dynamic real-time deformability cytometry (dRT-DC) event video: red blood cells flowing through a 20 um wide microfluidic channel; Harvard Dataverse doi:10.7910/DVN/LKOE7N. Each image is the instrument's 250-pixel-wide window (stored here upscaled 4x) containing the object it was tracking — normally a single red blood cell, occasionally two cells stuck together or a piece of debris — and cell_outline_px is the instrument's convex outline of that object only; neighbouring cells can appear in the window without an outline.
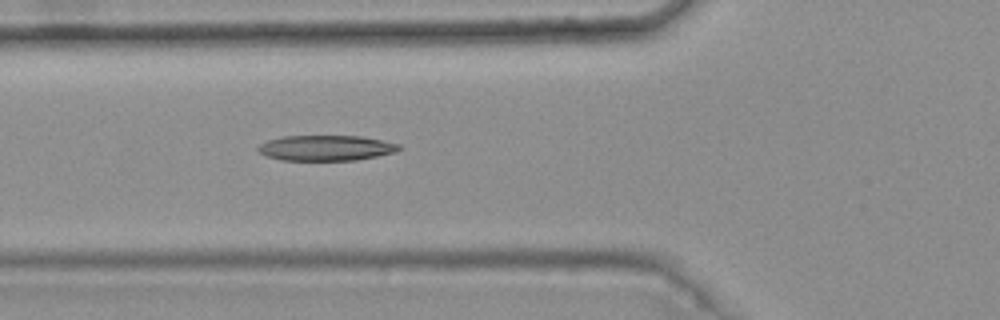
{"species": "common noctule bat (a hibernating species)", "species_latin": "Nyctalus noctula", "temperature_condition": "warm", "stored_images_in_passage": 5, "camera_frame_rate_fps": 3000, "um_per_image_px": 0.085, "animal": {"sex": "female", "body_mass_g": 25.1}, "frame": {"image": 1, "passage_image": 5, "time_ms": 1.333, "image_size_px": [1000, 320], "cell_outline_px": [[400, 148], [396, 152], [356, 160], [280, 160], [268, 156], [260, 152], [256, 148], [260, 144], [268, 140], [284, 136], [360, 136], [400, 144]], "centroid_in_image_um": [27.7, 12.57], "position_along_channel_um": 98.1, "area_um2": 20.69}}